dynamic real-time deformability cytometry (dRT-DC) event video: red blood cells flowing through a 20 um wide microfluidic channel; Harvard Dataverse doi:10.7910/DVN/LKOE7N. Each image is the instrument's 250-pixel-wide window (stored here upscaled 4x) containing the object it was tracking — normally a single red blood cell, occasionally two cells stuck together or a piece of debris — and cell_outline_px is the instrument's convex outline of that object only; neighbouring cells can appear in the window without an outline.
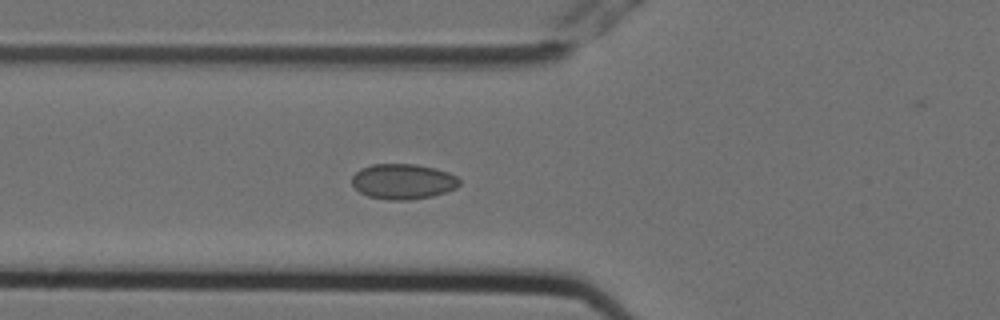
{"species": "Egyptian fruit bat (a non-hibernating species)", "species_latin": "Rousettus aegyptiacus", "temperature_condition": "cold", "stored_images_in_passage": 5, "camera_frame_rate_fps": 3000, "um_per_image_px": 0.085, "animal": {"sex": "female"}, "frame": {"image": 1, "passage_image": 5, "time_ms": 1.333, "image_size_px": [1000, 320], "cell_outline_px": [[460, 184], [456, 188], [432, 196], [408, 200], [388, 200], [368, 196], [360, 192], [352, 184], [352, 176], [360, 168], [372, 164], [416, 164], [436, 168], [448, 172], [456, 176], [460, 180]], "centroid_in_image_um": [34.25, 15.42], "position_along_channel_um": 91.5, "area_um2": 22.2}}